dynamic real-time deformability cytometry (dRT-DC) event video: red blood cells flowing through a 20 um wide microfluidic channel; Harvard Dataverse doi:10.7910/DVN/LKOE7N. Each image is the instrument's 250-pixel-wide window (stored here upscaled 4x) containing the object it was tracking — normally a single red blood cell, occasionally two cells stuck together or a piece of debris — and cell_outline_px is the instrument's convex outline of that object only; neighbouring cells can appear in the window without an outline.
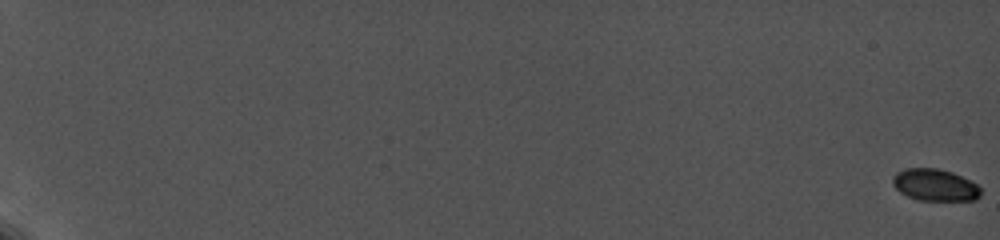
{"species": "common noctule bat (a hibernating species)", "species_latin": "Nyctalus noctula", "temperature_condition": "cold", "stored_images_in_passage": 97, "camera_frame_rate_fps": 5000, "um_per_image_px": 0.085, "animal": {"sex": "female", "body_mass_g": 19.0, "forearm_length_mm": 56.7}, "frame": {"image": 1, "passage_image": 1, "time_ms": 0.0, "image_size_px": [1000, 240], "cell_outline_px": [[980, 196], [976, 200], [920, 200], [908, 196], [900, 192], [892, 184], [892, 176], [896, 172], [904, 168], [936, 168], [952, 172], [972, 180], [980, 188]], "centroid_in_image_um": [79.46, 15.71], "position_along_channel_um": 5.5, "area_um2": 16.47}}
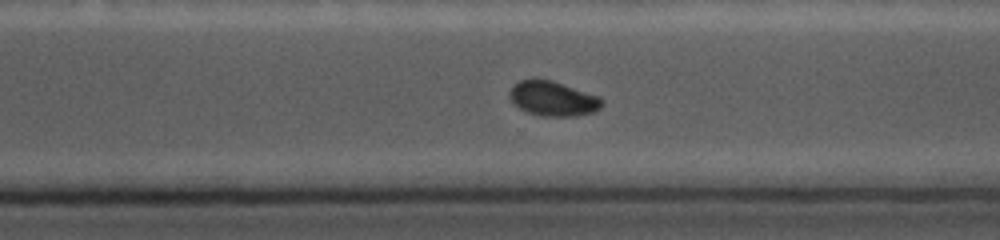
{"frame": {"image": 2, "passage_image": 82, "time_ms": 15.8, "image_size_px": [1000, 240], "cell_outline_px": [[604, 104], [600, 108], [592, 112], [576, 116], [540, 116], [528, 112], [520, 108], [508, 96], [508, 92], [512, 84], [520, 80], [532, 76], [552, 80], [600, 96], [604, 100]], "centroid_in_image_um": [46.98, 8.34], "position_along_channel_um": 323.6, "area_um2": 19.19}}
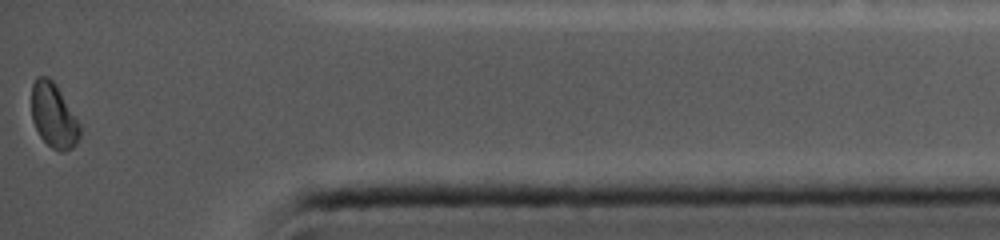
{"frame": {"image": 3, "passage_image": 97, "time_ms": 19.0, "image_size_px": [1000, 240], "cell_outline_px": [[80, 136], [76, 144], [72, 148], [64, 152], [60, 152], [52, 148], [40, 136], [32, 120], [32, 84], [36, 76], [48, 76], [52, 80], [60, 92], [80, 124]], "centroid_in_image_um": [4.55, 9.84], "position_along_channel_um": 430.6, "area_um2": 17.98}}